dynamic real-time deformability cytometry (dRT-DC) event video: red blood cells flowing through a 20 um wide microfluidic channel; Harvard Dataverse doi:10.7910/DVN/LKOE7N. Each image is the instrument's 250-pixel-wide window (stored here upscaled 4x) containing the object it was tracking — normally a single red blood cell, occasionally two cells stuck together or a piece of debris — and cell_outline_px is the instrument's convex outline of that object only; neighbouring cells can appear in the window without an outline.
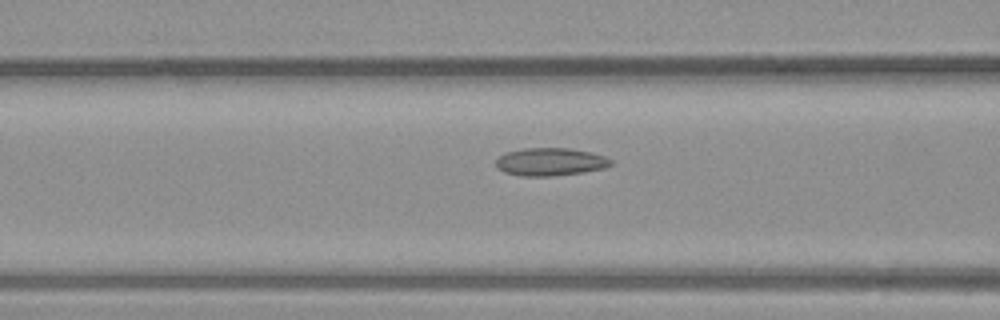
{"species": "common noctule bat (a hibernating species)", "species_latin": "Nyctalus noctula", "temperature_condition": "warm", "stored_images_in_passage": 40, "camera_frame_rate_fps": 3000, "um_per_image_px": 0.085, "animal": {"sex": "male", "body_mass_g": 23.1, "forearm_length_mm": 52.7}, "frame": {"image": 1, "passage_image": 16, "time_ms": 5.0, "image_size_px": [1000, 320], "cell_outline_px": [[612, 164], [604, 168], [584, 172], [552, 176], [520, 176], [504, 172], [496, 168], [496, 160], [504, 152], [524, 148], [572, 148], [592, 152], [604, 156], [612, 160]], "centroid_in_image_um": [46.76, 13.75], "position_along_channel_um": 119.8, "area_um2": 18.84}}
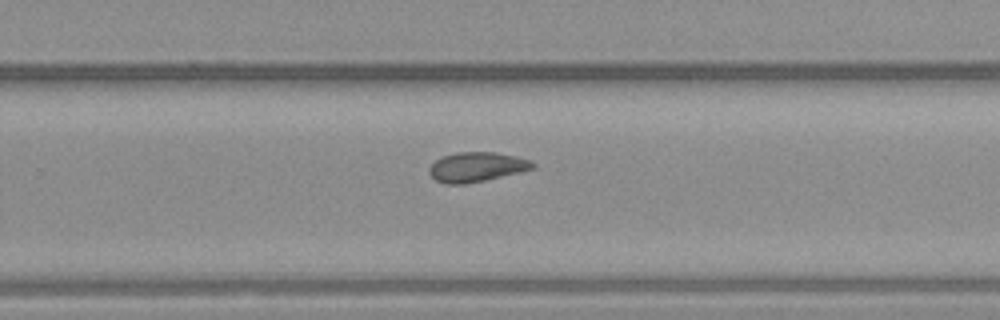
{"frame": {"image": 2, "passage_image": 26, "time_ms": 8.333, "image_size_px": [1000, 320], "cell_outline_px": [[536, 168], [484, 180], [464, 184], [444, 184], [436, 180], [428, 172], [428, 168], [440, 156], [456, 152], [496, 152], [516, 156], [532, 160], [536, 164]], "centroid_in_image_um": [40.51, 14.18], "position_along_channel_um": 289.3, "area_um2": 17.98}}
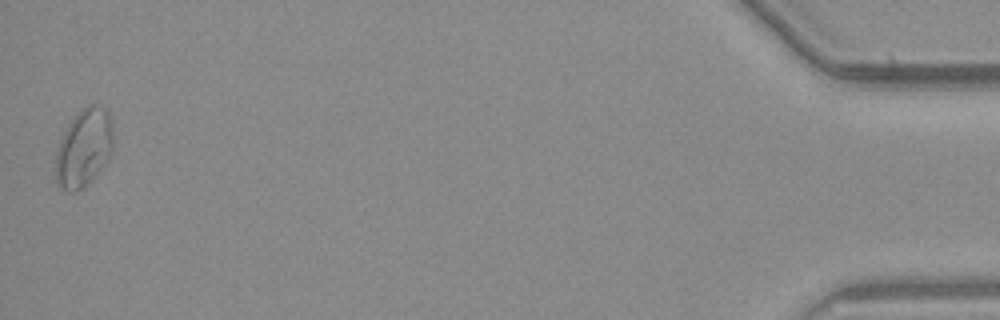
{"frame": {"image": 3, "passage_image": 40, "time_ms": 13.0, "image_size_px": [1000, 320], "cell_outline_px": [[112, 152], [108, 160], [88, 184], [76, 192], [68, 192], [56, 188], [52, 168], [56, 152], [60, 140], [68, 124], [80, 108], [88, 104], [96, 104], [108, 108], [112, 124]], "centroid_in_image_um": [7.08, 12.6], "position_along_channel_um": 428.1, "area_um2": 27.17}}